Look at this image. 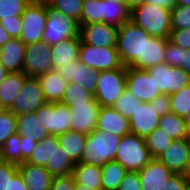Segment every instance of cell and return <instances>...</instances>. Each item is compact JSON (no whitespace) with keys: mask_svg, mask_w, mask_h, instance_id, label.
Segmentation results:
<instances>
[{"mask_svg":"<svg viewBox=\"0 0 190 190\" xmlns=\"http://www.w3.org/2000/svg\"><path fill=\"white\" fill-rule=\"evenodd\" d=\"M43 91L44 98L49 103L61 102L68 82L56 70L36 77Z\"/></svg>","mask_w":190,"mask_h":190,"instance_id":"23","label":"cell"},{"mask_svg":"<svg viewBox=\"0 0 190 190\" xmlns=\"http://www.w3.org/2000/svg\"><path fill=\"white\" fill-rule=\"evenodd\" d=\"M146 0H127V8L131 11L133 8L142 5Z\"/></svg>","mask_w":190,"mask_h":190,"instance_id":"58","label":"cell"},{"mask_svg":"<svg viewBox=\"0 0 190 190\" xmlns=\"http://www.w3.org/2000/svg\"><path fill=\"white\" fill-rule=\"evenodd\" d=\"M171 112L184 118L190 112V84L183 89L169 95Z\"/></svg>","mask_w":190,"mask_h":190,"instance_id":"40","label":"cell"},{"mask_svg":"<svg viewBox=\"0 0 190 190\" xmlns=\"http://www.w3.org/2000/svg\"><path fill=\"white\" fill-rule=\"evenodd\" d=\"M86 138V134L74 130H68L64 134L58 135L59 147L67 153V156L74 164L79 163L81 160Z\"/></svg>","mask_w":190,"mask_h":190,"instance_id":"28","label":"cell"},{"mask_svg":"<svg viewBox=\"0 0 190 190\" xmlns=\"http://www.w3.org/2000/svg\"><path fill=\"white\" fill-rule=\"evenodd\" d=\"M186 176L190 180V161H189V166H188V169H187Z\"/></svg>","mask_w":190,"mask_h":190,"instance_id":"64","label":"cell"},{"mask_svg":"<svg viewBox=\"0 0 190 190\" xmlns=\"http://www.w3.org/2000/svg\"><path fill=\"white\" fill-rule=\"evenodd\" d=\"M46 103L47 101L44 98L43 91L37 78L28 77L9 111L18 116L36 112Z\"/></svg>","mask_w":190,"mask_h":190,"instance_id":"12","label":"cell"},{"mask_svg":"<svg viewBox=\"0 0 190 190\" xmlns=\"http://www.w3.org/2000/svg\"><path fill=\"white\" fill-rule=\"evenodd\" d=\"M102 190H118L128 171L118 162L109 161L101 167Z\"/></svg>","mask_w":190,"mask_h":190,"instance_id":"32","label":"cell"},{"mask_svg":"<svg viewBox=\"0 0 190 190\" xmlns=\"http://www.w3.org/2000/svg\"><path fill=\"white\" fill-rule=\"evenodd\" d=\"M158 127L172 140L190 139L184 119L172 112L160 116Z\"/></svg>","mask_w":190,"mask_h":190,"instance_id":"31","label":"cell"},{"mask_svg":"<svg viewBox=\"0 0 190 190\" xmlns=\"http://www.w3.org/2000/svg\"><path fill=\"white\" fill-rule=\"evenodd\" d=\"M147 71L161 94H174L190 84V76L184 70L167 63L158 64Z\"/></svg>","mask_w":190,"mask_h":190,"instance_id":"10","label":"cell"},{"mask_svg":"<svg viewBox=\"0 0 190 190\" xmlns=\"http://www.w3.org/2000/svg\"><path fill=\"white\" fill-rule=\"evenodd\" d=\"M103 23V0H83L81 25Z\"/></svg>","mask_w":190,"mask_h":190,"instance_id":"39","label":"cell"},{"mask_svg":"<svg viewBox=\"0 0 190 190\" xmlns=\"http://www.w3.org/2000/svg\"><path fill=\"white\" fill-rule=\"evenodd\" d=\"M169 40L181 48L190 49V28L172 30Z\"/></svg>","mask_w":190,"mask_h":190,"instance_id":"48","label":"cell"},{"mask_svg":"<svg viewBox=\"0 0 190 190\" xmlns=\"http://www.w3.org/2000/svg\"><path fill=\"white\" fill-rule=\"evenodd\" d=\"M137 99L143 103H150L157 96L161 95L154 78H151L147 70H140L133 67H127V87Z\"/></svg>","mask_w":190,"mask_h":190,"instance_id":"13","label":"cell"},{"mask_svg":"<svg viewBox=\"0 0 190 190\" xmlns=\"http://www.w3.org/2000/svg\"><path fill=\"white\" fill-rule=\"evenodd\" d=\"M152 159L144 138L134 134H128L121 138L115 161L128 172H138Z\"/></svg>","mask_w":190,"mask_h":190,"instance_id":"4","label":"cell"},{"mask_svg":"<svg viewBox=\"0 0 190 190\" xmlns=\"http://www.w3.org/2000/svg\"><path fill=\"white\" fill-rule=\"evenodd\" d=\"M142 103L141 100L137 99L136 96L126 89L112 107L119 111L124 117L130 119L137 107Z\"/></svg>","mask_w":190,"mask_h":190,"instance_id":"41","label":"cell"},{"mask_svg":"<svg viewBox=\"0 0 190 190\" xmlns=\"http://www.w3.org/2000/svg\"><path fill=\"white\" fill-rule=\"evenodd\" d=\"M0 25L12 38H20L22 33L21 16H14L13 18L0 20Z\"/></svg>","mask_w":190,"mask_h":190,"instance_id":"47","label":"cell"},{"mask_svg":"<svg viewBox=\"0 0 190 190\" xmlns=\"http://www.w3.org/2000/svg\"><path fill=\"white\" fill-rule=\"evenodd\" d=\"M116 136L123 137L131 134L129 119L113 107L100 106L97 128Z\"/></svg>","mask_w":190,"mask_h":190,"instance_id":"20","label":"cell"},{"mask_svg":"<svg viewBox=\"0 0 190 190\" xmlns=\"http://www.w3.org/2000/svg\"><path fill=\"white\" fill-rule=\"evenodd\" d=\"M5 109L1 106V103H0V113L2 112V111H4Z\"/></svg>","mask_w":190,"mask_h":190,"instance_id":"65","label":"cell"},{"mask_svg":"<svg viewBox=\"0 0 190 190\" xmlns=\"http://www.w3.org/2000/svg\"><path fill=\"white\" fill-rule=\"evenodd\" d=\"M73 175L53 177L50 190H75Z\"/></svg>","mask_w":190,"mask_h":190,"instance_id":"49","label":"cell"},{"mask_svg":"<svg viewBox=\"0 0 190 190\" xmlns=\"http://www.w3.org/2000/svg\"><path fill=\"white\" fill-rule=\"evenodd\" d=\"M72 175L76 184L102 190L101 167L79 162L74 165Z\"/></svg>","mask_w":190,"mask_h":190,"instance_id":"27","label":"cell"},{"mask_svg":"<svg viewBox=\"0 0 190 190\" xmlns=\"http://www.w3.org/2000/svg\"><path fill=\"white\" fill-rule=\"evenodd\" d=\"M182 48L175 45L169 39L167 41V47L165 52V63L172 67L181 66Z\"/></svg>","mask_w":190,"mask_h":190,"instance_id":"45","label":"cell"},{"mask_svg":"<svg viewBox=\"0 0 190 190\" xmlns=\"http://www.w3.org/2000/svg\"><path fill=\"white\" fill-rule=\"evenodd\" d=\"M145 3L169 10L176 6V0H146Z\"/></svg>","mask_w":190,"mask_h":190,"instance_id":"55","label":"cell"},{"mask_svg":"<svg viewBox=\"0 0 190 190\" xmlns=\"http://www.w3.org/2000/svg\"><path fill=\"white\" fill-rule=\"evenodd\" d=\"M121 138L95 129L87 135L80 163L102 167L109 161H115Z\"/></svg>","mask_w":190,"mask_h":190,"instance_id":"2","label":"cell"},{"mask_svg":"<svg viewBox=\"0 0 190 190\" xmlns=\"http://www.w3.org/2000/svg\"><path fill=\"white\" fill-rule=\"evenodd\" d=\"M176 5L190 6V0H176Z\"/></svg>","mask_w":190,"mask_h":190,"instance_id":"61","label":"cell"},{"mask_svg":"<svg viewBox=\"0 0 190 190\" xmlns=\"http://www.w3.org/2000/svg\"><path fill=\"white\" fill-rule=\"evenodd\" d=\"M138 173L142 190H163L166 182L174 174L157 158H153Z\"/></svg>","mask_w":190,"mask_h":190,"instance_id":"19","label":"cell"},{"mask_svg":"<svg viewBox=\"0 0 190 190\" xmlns=\"http://www.w3.org/2000/svg\"><path fill=\"white\" fill-rule=\"evenodd\" d=\"M126 87L127 67L100 71L94 98L100 106L112 107Z\"/></svg>","mask_w":190,"mask_h":190,"instance_id":"5","label":"cell"},{"mask_svg":"<svg viewBox=\"0 0 190 190\" xmlns=\"http://www.w3.org/2000/svg\"><path fill=\"white\" fill-rule=\"evenodd\" d=\"M27 78L23 72L9 73L0 84V103L5 110L12 107Z\"/></svg>","mask_w":190,"mask_h":190,"instance_id":"26","label":"cell"},{"mask_svg":"<svg viewBox=\"0 0 190 190\" xmlns=\"http://www.w3.org/2000/svg\"><path fill=\"white\" fill-rule=\"evenodd\" d=\"M74 37H80L79 22L48 6L43 41L53 46Z\"/></svg>","mask_w":190,"mask_h":190,"instance_id":"7","label":"cell"},{"mask_svg":"<svg viewBox=\"0 0 190 190\" xmlns=\"http://www.w3.org/2000/svg\"><path fill=\"white\" fill-rule=\"evenodd\" d=\"M74 165L75 164L67 156V153L59 147V143H53L52 176L71 175Z\"/></svg>","mask_w":190,"mask_h":190,"instance_id":"34","label":"cell"},{"mask_svg":"<svg viewBox=\"0 0 190 190\" xmlns=\"http://www.w3.org/2000/svg\"><path fill=\"white\" fill-rule=\"evenodd\" d=\"M190 28V6L176 5L171 9V29Z\"/></svg>","mask_w":190,"mask_h":190,"instance_id":"44","label":"cell"},{"mask_svg":"<svg viewBox=\"0 0 190 190\" xmlns=\"http://www.w3.org/2000/svg\"><path fill=\"white\" fill-rule=\"evenodd\" d=\"M150 36L140 26L131 20L118 27L117 51L124 67H133L144 70V49Z\"/></svg>","mask_w":190,"mask_h":190,"instance_id":"1","label":"cell"},{"mask_svg":"<svg viewBox=\"0 0 190 190\" xmlns=\"http://www.w3.org/2000/svg\"><path fill=\"white\" fill-rule=\"evenodd\" d=\"M18 171V165L0 161V190H8L9 180Z\"/></svg>","mask_w":190,"mask_h":190,"instance_id":"46","label":"cell"},{"mask_svg":"<svg viewBox=\"0 0 190 190\" xmlns=\"http://www.w3.org/2000/svg\"><path fill=\"white\" fill-rule=\"evenodd\" d=\"M36 114L49 135L58 136L71 130L72 113L67 105L47 102L36 111Z\"/></svg>","mask_w":190,"mask_h":190,"instance_id":"8","label":"cell"},{"mask_svg":"<svg viewBox=\"0 0 190 190\" xmlns=\"http://www.w3.org/2000/svg\"><path fill=\"white\" fill-rule=\"evenodd\" d=\"M75 190H94V189L85 187V186H83V185L76 184Z\"/></svg>","mask_w":190,"mask_h":190,"instance_id":"62","label":"cell"},{"mask_svg":"<svg viewBox=\"0 0 190 190\" xmlns=\"http://www.w3.org/2000/svg\"><path fill=\"white\" fill-rule=\"evenodd\" d=\"M9 72L4 68V66L0 63V84L5 80L6 76Z\"/></svg>","mask_w":190,"mask_h":190,"instance_id":"59","label":"cell"},{"mask_svg":"<svg viewBox=\"0 0 190 190\" xmlns=\"http://www.w3.org/2000/svg\"><path fill=\"white\" fill-rule=\"evenodd\" d=\"M183 119L186 124L188 133L190 134V112Z\"/></svg>","mask_w":190,"mask_h":190,"instance_id":"60","label":"cell"},{"mask_svg":"<svg viewBox=\"0 0 190 190\" xmlns=\"http://www.w3.org/2000/svg\"><path fill=\"white\" fill-rule=\"evenodd\" d=\"M38 142L34 140H25L24 137L20 136L21 146V163L25 162L35 149Z\"/></svg>","mask_w":190,"mask_h":190,"instance_id":"53","label":"cell"},{"mask_svg":"<svg viewBox=\"0 0 190 190\" xmlns=\"http://www.w3.org/2000/svg\"><path fill=\"white\" fill-rule=\"evenodd\" d=\"M15 133H17L16 115L9 110L2 111L0 113V147Z\"/></svg>","mask_w":190,"mask_h":190,"instance_id":"43","label":"cell"},{"mask_svg":"<svg viewBox=\"0 0 190 190\" xmlns=\"http://www.w3.org/2000/svg\"><path fill=\"white\" fill-rule=\"evenodd\" d=\"M118 190H142L138 172H128L119 185Z\"/></svg>","mask_w":190,"mask_h":190,"instance_id":"51","label":"cell"},{"mask_svg":"<svg viewBox=\"0 0 190 190\" xmlns=\"http://www.w3.org/2000/svg\"><path fill=\"white\" fill-rule=\"evenodd\" d=\"M130 20V10L125 3L103 0V22L114 26H121Z\"/></svg>","mask_w":190,"mask_h":190,"instance_id":"33","label":"cell"},{"mask_svg":"<svg viewBox=\"0 0 190 190\" xmlns=\"http://www.w3.org/2000/svg\"><path fill=\"white\" fill-rule=\"evenodd\" d=\"M150 105L152 107H155V109L158 111L159 116L171 112V100L167 94H161L157 96L150 102Z\"/></svg>","mask_w":190,"mask_h":190,"instance_id":"52","label":"cell"},{"mask_svg":"<svg viewBox=\"0 0 190 190\" xmlns=\"http://www.w3.org/2000/svg\"><path fill=\"white\" fill-rule=\"evenodd\" d=\"M160 116L150 103H142L129 119L131 134L146 138L159 125Z\"/></svg>","mask_w":190,"mask_h":190,"instance_id":"18","label":"cell"},{"mask_svg":"<svg viewBox=\"0 0 190 190\" xmlns=\"http://www.w3.org/2000/svg\"><path fill=\"white\" fill-rule=\"evenodd\" d=\"M94 97V94L85 90L76 82H68L66 91L60 103L64 105L86 104Z\"/></svg>","mask_w":190,"mask_h":190,"instance_id":"36","label":"cell"},{"mask_svg":"<svg viewBox=\"0 0 190 190\" xmlns=\"http://www.w3.org/2000/svg\"><path fill=\"white\" fill-rule=\"evenodd\" d=\"M185 190H190V183L187 185V187L185 188Z\"/></svg>","mask_w":190,"mask_h":190,"instance_id":"66","label":"cell"},{"mask_svg":"<svg viewBox=\"0 0 190 190\" xmlns=\"http://www.w3.org/2000/svg\"><path fill=\"white\" fill-rule=\"evenodd\" d=\"M26 45L13 38L0 47V63L9 73L23 72Z\"/></svg>","mask_w":190,"mask_h":190,"instance_id":"21","label":"cell"},{"mask_svg":"<svg viewBox=\"0 0 190 190\" xmlns=\"http://www.w3.org/2000/svg\"><path fill=\"white\" fill-rule=\"evenodd\" d=\"M48 4L45 0H32L21 15L20 40L25 44L43 41Z\"/></svg>","mask_w":190,"mask_h":190,"instance_id":"6","label":"cell"},{"mask_svg":"<svg viewBox=\"0 0 190 190\" xmlns=\"http://www.w3.org/2000/svg\"><path fill=\"white\" fill-rule=\"evenodd\" d=\"M118 27L108 23L80 25V38L92 46L116 47Z\"/></svg>","mask_w":190,"mask_h":190,"instance_id":"15","label":"cell"},{"mask_svg":"<svg viewBox=\"0 0 190 190\" xmlns=\"http://www.w3.org/2000/svg\"><path fill=\"white\" fill-rule=\"evenodd\" d=\"M157 159L174 174H186L190 161V139L173 140Z\"/></svg>","mask_w":190,"mask_h":190,"instance_id":"14","label":"cell"},{"mask_svg":"<svg viewBox=\"0 0 190 190\" xmlns=\"http://www.w3.org/2000/svg\"><path fill=\"white\" fill-rule=\"evenodd\" d=\"M32 0H0V20L21 16Z\"/></svg>","mask_w":190,"mask_h":190,"instance_id":"42","label":"cell"},{"mask_svg":"<svg viewBox=\"0 0 190 190\" xmlns=\"http://www.w3.org/2000/svg\"><path fill=\"white\" fill-rule=\"evenodd\" d=\"M179 68L190 76V49L182 48L181 66Z\"/></svg>","mask_w":190,"mask_h":190,"instance_id":"56","label":"cell"},{"mask_svg":"<svg viewBox=\"0 0 190 190\" xmlns=\"http://www.w3.org/2000/svg\"><path fill=\"white\" fill-rule=\"evenodd\" d=\"M13 39L6 30L0 25V47Z\"/></svg>","mask_w":190,"mask_h":190,"instance_id":"57","label":"cell"},{"mask_svg":"<svg viewBox=\"0 0 190 190\" xmlns=\"http://www.w3.org/2000/svg\"><path fill=\"white\" fill-rule=\"evenodd\" d=\"M190 180L186 174H173L166 182L163 190H185Z\"/></svg>","mask_w":190,"mask_h":190,"instance_id":"50","label":"cell"},{"mask_svg":"<svg viewBox=\"0 0 190 190\" xmlns=\"http://www.w3.org/2000/svg\"><path fill=\"white\" fill-rule=\"evenodd\" d=\"M8 190H28L25 185L22 175L17 171L14 176L9 180Z\"/></svg>","mask_w":190,"mask_h":190,"instance_id":"54","label":"cell"},{"mask_svg":"<svg viewBox=\"0 0 190 190\" xmlns=\"http://www.w3.org/2000/svg\"><path fill=\"white\" fill-rule=\"evenodd\" d=\"M20 145V135L18 133L11 135L0 147V161L21 164Z\"/></svg>","mask_w":190,"mask_h":190,"instance_id":"37","label":"cell"},{"mask_svg":"<svg viewBox=\"0 0 190 190\" xmlns=\"http://www.w3.org/2000/svg\"><path fill=\"white\" fill-rule=\"evenodd\" d=\"M79 61L95 71L112 70L122 66L116 47L92 46L82 41Z\"/></svg>","mask_w":190,"mask_h":190,"instance_id":"9","label":"cell"},{"mask_svg":"<svg viewBox=\"0 0 190 190\" xmlns=\"http://www.w3.org/2000/svg\"><path fill=\"white\" fill-rule=\"evenodd\" d=\"M110 2L125 3L127 5V0H108Z\"/></svg>","mask_w":190,"mask_h":190,"instance_id":"63","label":"cell"},{"mask_svg":"<svg viewBox=\"0 0 190 190\" xmlns=\"http://www.w3.org/2000/svg\"><path fill=\"white\" fill-rule=\"evenodd\" d=\"M56 71L60 73L67 82H76L85 90H88L93 94L95 93L100 71L93 70L79 60H74L68 65H61Z\"/></svg>","mask_w":190,"mask_h":190,"instance_id":"16","label":"cell"},{"mask_svg":"<svg viewBox=\"0 0 190 190\" xmlns=\"http://www.w3.org/2000/svg\"><path fill=\"white\" fill-rule=\"evenodd\" d=\"M67 106L72 113L71 130L89 135L97 128L100 105L94 97L86 104Z\"/></svg>","mask_w":190,"mask_h":190,"instance_id":"17","label":"cell"},{"mask_svg":"<svg viewBox=\"0 0 190 190\" xmlns=\"http://www.w3.org/2000/svg\"><path fill=\"white\" fill-rule=\"evenodd\" d=\"M80 45L81 38L74 37L51 46L53 70L61 65H68L74 60H79Z\"/></svg>","mask_w":190,"mask_h":190,"instance_id":"24","label":"cell"},{"mask_svg":"<svg viewBox=\"0 0 190 190\" xmlns=\"http://www.w3.org/2000/svg\"><path fill=\"white\" fill-rule=\"evenodd\" d=\"M172 139L157 127L146 138L145 143L152 158H158L172 143Z\"/></svg>","mask_w":190,"mask_h":190,"instance_id":"35","label":"cell"},{"mask_svg":"<svg viewBox=\"0 0 190 190\" xmlns=\"http://www.w3.org/2000/svg\"><path fill=\"white\" fill-rule=\"evenodd\" d=\"M167 41L168 39L159 37H151L149 41H146L144 49V70L165 63Z\"/></svg>","mask_w":190,"mask_h":190,"instance_id":"30","label":"cell"},{"mask_svg":"<svg viewBox=\"0 0 190 190\" xmlns=\"http://www.w3.org/2000/svg\"><path fill=\"white\" fill-rule=\"evenodd\" d=\"M28 190H50L53 176L44 166L23 162L18 165Z\"/></svg>","mask_w":190,"mask_h":190,"instance_id":"22","label":"cell"},{"mask_svg":"<svg viewBox=\"0 0 190 190\" xmlns=\"http://www.w3.org/2000/svg\"><path fill=\"white\" fill-rule=\"evenodd\" d=\"M17 133L24 137L25 140L41 141L49 136L41 121L38 119L36 112H30L16 116Z\"/></svg>","mask_w":190,"mask_h":190,"instance_id":"25","label":"cell"},{"mask_svg":"<svg viewBox=\"0 0 190 190\" xmlns=\"http://www.w3.org/2000/svg\"><path fill=\"white\" fill-rule=\"evenodd\" d=\"M130 20L152 37L169 39L171 10L143 3L130 11Z\"/></svg>","mask_w":190,"mask_h":190,"instance_id":"3","label":"cell"},{"mask_svg":"<svg viewBox=\"0 0 190 190\" xmlns=\"http://www.w3.org/2000/svg\"><path fill=\"white\" fill-rule=\"evenodd\" d=\"M48 6L62 14L71 17L81 25L83 0H45Z\"/></svg>","mask_w":190,"mask_h":190,"instance_id":"38","label":"cell"},{"mask_svg":"<svg viewBox=\"0 0 190 190\" xmlns=\"http://www.w3.org/2000/svg\"><path fill=\"white\" fill-rule=\"evenodd\" d=\"M53 143H59L58 136H46L37 143L30 157L25 162L33 165L44 166L52 175Z\"/></svg>","mask_w":190,"mask_h":190,"instance_id":"29","label":"cell"},{"mask_svg":"<svg viewBox=\"0 0 190 190\" xmlns=\"http://www.w3.org/2000/svg\"><path fill=\"white\" fill-rule=\"evenodd\" d=\"M53 70L51 46L40 41L26 45L23 73L28 77H37Z\"/></svg>","mask_w":190,"mask_h":190,"instance_id":"11","label":"cell"}]
</instances>
